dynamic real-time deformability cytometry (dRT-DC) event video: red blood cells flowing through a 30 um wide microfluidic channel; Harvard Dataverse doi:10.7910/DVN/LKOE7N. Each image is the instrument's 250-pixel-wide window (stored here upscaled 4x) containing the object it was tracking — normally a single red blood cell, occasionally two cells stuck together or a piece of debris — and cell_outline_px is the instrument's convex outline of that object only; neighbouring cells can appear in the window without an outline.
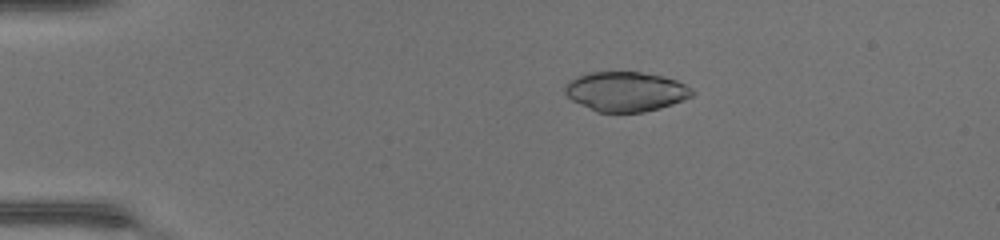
{"species": "common noctule bat (a hibernating species)", "species_latin": "Nyctalus noctula", "temperature_condition": "warm", "stored_images_in_passage": 38, "camera_frame_rate_fps": 3000, "um_per_image_px": 0.085, "animal": {"sex": "female", "body_mass_g": 17.0, "forearm_length_mm": 48.0}, "frame": {"image": 1, "passage_image": 1, "time_ms": 0.0, "image_size_px": [1000, 240], "cell_outline_px": [[696, 92], [692, 96], [684, 100], [660, 108], [644, 112], [596, 112], [572, 100], [564, 92], [564, 88], [568, 80], [576, 76], [588, 72], [640, 72], [664, 76], [676, 80], [692, 88]], "centroid_in_image_um": [53.19, 7.77], "position_along_channel_um": 31.8, "area_um2": 29.59}}
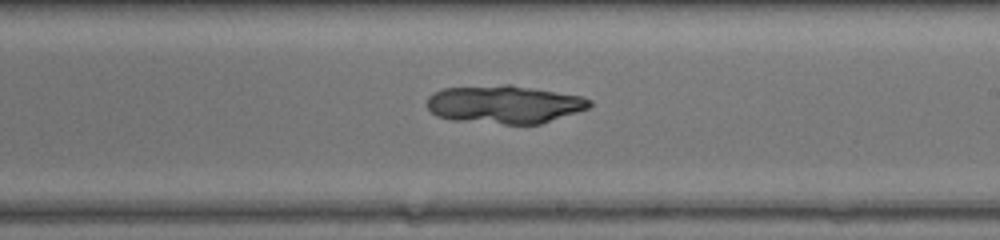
{"frame": {"image": 2, "passage_image": 20, "time_ms": 6.333, "image_size_px": [1000, 240], "cell_outline_px": [[592, 104], [588, 108], [540, 124], [504, 124], [452, 120], [436, 116], [428, 108], [428, 96], [432, 92], [444, 88], [504, 84], [508, 84], [580, 96], [592, 100]], "centroid_in_image_um": [42.84, 8.87], "position_along_channel_um": 246.2, "area_um2": 35.95}}
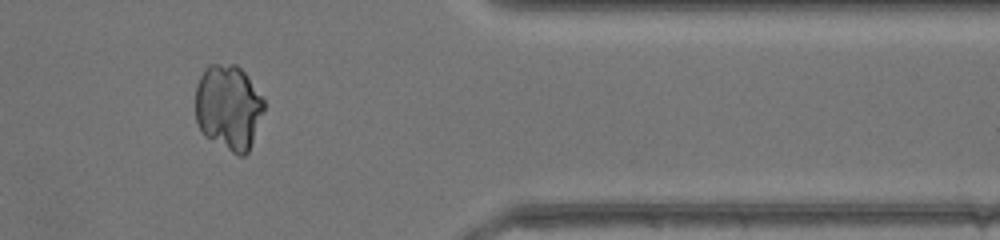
{"frame": {"image": 3, "passage_image": 31, "time_ms": 10.0, "image_size_px": [1000, 240], "cell_outline_px": [[264, 112], [248, 152], [244, 156], [240, 156], [232, 152], [204, 136], [196, 120], [196, 84], [204, 68], [208, 64], [236, 64], [244, 72], [264, 100]], "centroid_in_image_um": [19.41, 9.11], "position_along_channel_um": 392.0, "area_um2": 34.04}}